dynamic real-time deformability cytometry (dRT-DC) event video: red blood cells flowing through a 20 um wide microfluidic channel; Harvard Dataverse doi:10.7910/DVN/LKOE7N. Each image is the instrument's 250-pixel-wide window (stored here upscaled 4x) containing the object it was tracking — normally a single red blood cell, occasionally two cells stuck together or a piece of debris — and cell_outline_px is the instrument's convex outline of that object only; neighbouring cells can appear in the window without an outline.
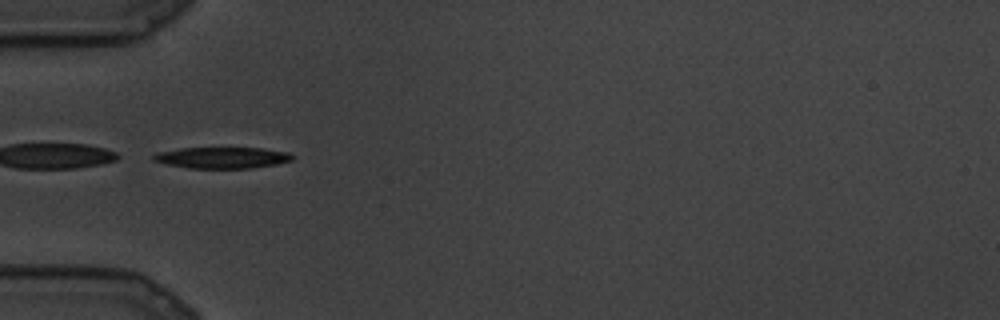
{"species": "common noctule bat (a hibernating species)", "species_latin": "Nyctalus noctula", "temperature_condition": "cold", "stored_images_in_passage": 62, "camera_frame_rate_fps": 3000, "um_per_image_px": 0.085, "animal": {"sex": "male", "body_mass_g": 19.5, "forearm_length_mm": 54.6}, "frame": {"image": 1, "passage_image": 1, "time_ms": 0.0, "image_size_px": [1000, 320], "cell_outline_px": [[292, 160], [276, 164], [252, 168], [188, 168], [168, 164], [152, 160], [152, 156], [156, 152], [180, 148], [260, 148], [288, 152], [292, 156]], "centroid_in_image_um": [18.84, 13.4], "position_along_channel_um": 66.2, "area_um2": 17.11}}
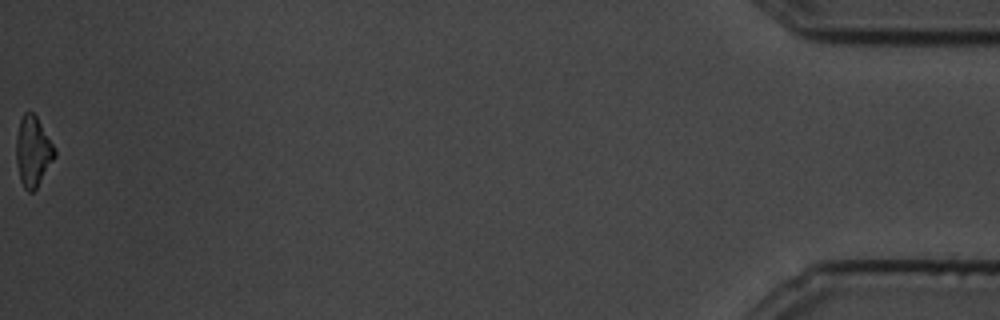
{"frame": {"image": 2, "passage_image": 62, "time_ms": 20.333, "image_size_px": [1000, 320], "cell_outline_px": [[56, 156], [36, 188], [32, 192], [28, 192], [24, 188], [20, 180], [16, 160], [16, 140], [20, 120], [24, 112], [32, 112], [36, 116], [56, 148]], "centroid_in_image_um": [2.81, 12.87], "position_along_channel_um": 432.4, "area_um2": 15.66}}